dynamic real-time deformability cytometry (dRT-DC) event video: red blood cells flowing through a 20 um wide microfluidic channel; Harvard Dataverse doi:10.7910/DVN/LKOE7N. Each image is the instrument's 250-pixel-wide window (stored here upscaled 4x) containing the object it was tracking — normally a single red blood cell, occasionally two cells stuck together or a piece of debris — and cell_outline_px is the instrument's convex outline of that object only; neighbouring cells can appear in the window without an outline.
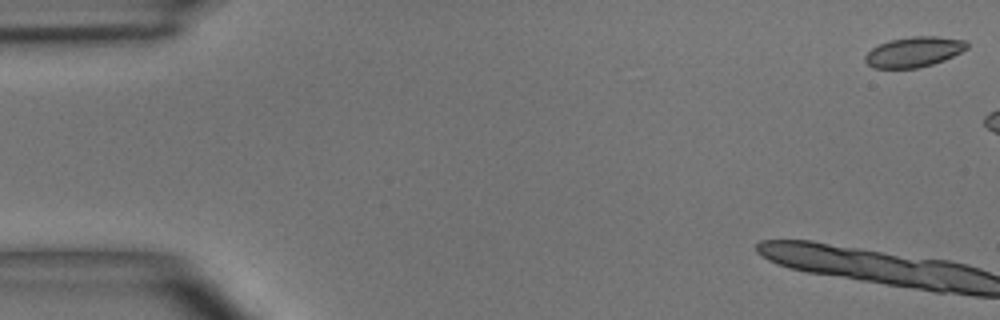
{"species": "common noctule bat (a hibernating species)", "species_latin": "Nyctalus noctula", "temperature_condition": "room temperature", "stored_images_in_passage": 10, "camera_frame_rate_fps": 3000, "um_per_image_px": 0.085, "animal": {"sex": "male", "body_mass_g": 15.6}, "frame": {"image": 1, "passage_image": 1, "time_ms": 0.0, "image_size_px": [1000, 320], "cell_outline_px": [[968, 48], [944, 60], [932, 64], [916, 68], [872, 68], [864, 60], [864, 56], [872, 48], [888, 40], [912, 36], [936, 36], [964, 40], [968, 44]], "centroid_in_image_um": [77.66, 4.41], "position_along_channel_um": 7.3, "area_um2": 17.86}}